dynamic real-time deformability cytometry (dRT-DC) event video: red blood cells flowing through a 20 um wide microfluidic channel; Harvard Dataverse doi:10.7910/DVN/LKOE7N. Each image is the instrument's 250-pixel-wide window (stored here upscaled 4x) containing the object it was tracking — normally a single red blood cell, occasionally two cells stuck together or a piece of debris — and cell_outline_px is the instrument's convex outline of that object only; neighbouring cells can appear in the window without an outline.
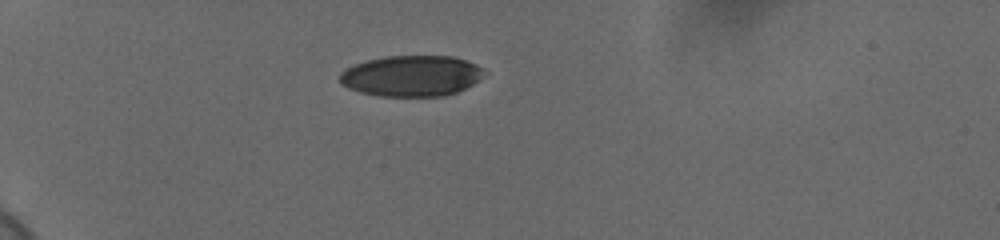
{"species": "human", "species_latin": "Homo sapiens", "temperature_condition": "cold", "stored_images_in_passage": 41, "camera_frame_rate_fps": 3000, "um_per_image_px": 0.085, "donor": {"sex": "female"}, "frame": {"image": 1, "passage_image": 1, "time_ms": 0.0, "image_size_px": [1000, 240], "cell_outline_px": [[488, 72], [480, 80], [456, 92], [444, 96], [380, 96], [360, 92], [348, 88], [340, 84], [340, 72], [356, 64], [368, 60], [384, 56], [452, 56], [476, 64], [484, 68]], "centroid_in_image_um": [35.01, 6.45], "position_along_channel_um": 50.0, "area_um2": 34.51}}
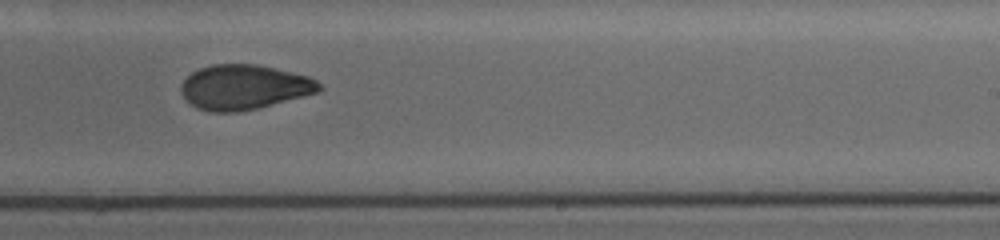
{"frame": {"image": 2, "passage_image": 22, "time_ms": 7.0, "image_size_px": [1000, 240], "cell_outline_px": [[324, 88], [316, 92], [256, 108], [236, 112], [212, 112], [196, 108], [180, 92], [180, 88], [184, 80], [192, 72], [200, 68], [212, 64], [256, 64], [308, 76], [316, 80]], "centroid_in_image_um": [20.71, 7.4], "position_along_channel_um": 268.3, "area_um2": 35.55}}
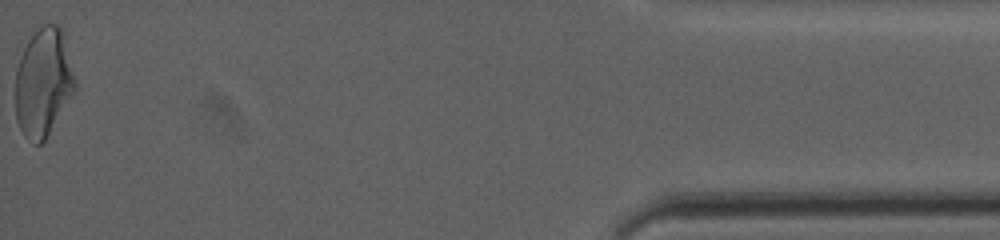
{"frame": {"image": 3, "passage_image": 41, "time_ms": 13.333, "image_size_px": [1000, 240], "cell_outline_px": [[76, 92], [44, 140], [40, 144], [36, 144], [24, 136], [16, 120], [16, 68], [24, 48], [28, 40], [44, 24], [56, 24], [60, 28], [76, 84]], "centroid_in_image_um": [3.67, 7.07], "position_along_channel_um": 431.5, "area_um2": 36.99}, "authors_computed_cell_mechanics": {"area_um2": 36.414, "velocity_mm_per_s": 3.6979, "shape_relaxation_time_tau1_ms": 8.3704, "shape_relaxation_time_tau2_ms": 2.659, "deformation_change_tau1": 0.187, "deformation_change_tau2": 0.0746}}